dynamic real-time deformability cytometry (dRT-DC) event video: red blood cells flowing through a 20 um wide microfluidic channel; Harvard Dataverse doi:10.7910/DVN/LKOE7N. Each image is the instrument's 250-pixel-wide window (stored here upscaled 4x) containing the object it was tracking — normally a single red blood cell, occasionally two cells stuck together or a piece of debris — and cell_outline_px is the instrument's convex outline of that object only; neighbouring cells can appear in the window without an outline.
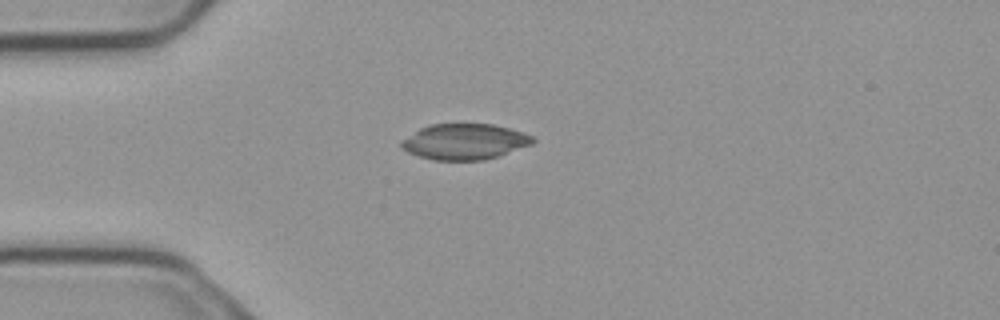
{"species": "common noctule bat (a hibernating species)", "species_latin": "Nyctalus noctula", "temperature_condition": "cold", "stored_images_in_passage": 4, "camera_frame_rate_fps": 3000, "um_per_image_px": 0.085, "animal": {"sex": "male", "body_mass_g": 23.1, "forearm_length_mm": 52.7}, "frame": {"image": 1, "passage_image": 4, "time_ms": 1.0, "image_size_px": [1000, 320], "cell_outline_px": [[536, 140], [532, 144], [484, 160], [432, 160], [408, 152], [400, 148], [400, 144], [404, 140], [420, 128], [428, 124], [492, 124], [508, 128], [532, 136]], "centroid_in_image_um": [39.47, 12.04], "position_along_channel_um": 45.5, "area_um2": 26.99}}